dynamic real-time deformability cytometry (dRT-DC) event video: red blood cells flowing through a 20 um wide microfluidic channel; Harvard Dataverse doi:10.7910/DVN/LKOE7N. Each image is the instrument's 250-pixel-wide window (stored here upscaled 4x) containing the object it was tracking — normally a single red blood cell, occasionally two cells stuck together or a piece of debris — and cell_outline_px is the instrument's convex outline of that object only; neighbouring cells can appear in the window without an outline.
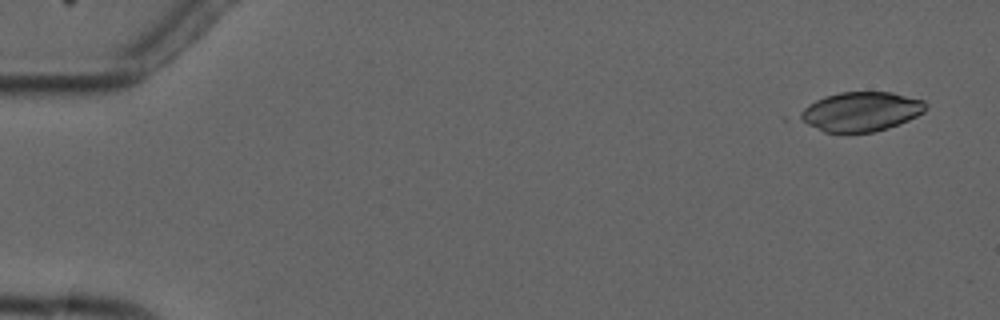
{"species": "common noctule bat (a hibernating species)", "species_latin": "Nyctalus noctula", "temperature_condition": "cold", "stored_images_in_passage": 4, "camera_frame_rate_fps": 3000, "um_per_image_px": 0.085, "animal": {"sex": "male", "forearm_length_mm": 52.5}, "frame": {"image": 1, "passage_image": 1, "time_ms": 0.0, "image_size_px": [1000, 320], "cell_outline_px": [[928, 108], [924, 112], [908, 120], [888, 128], [872, 132], [824, 132], [792, 116], [808, 104], [824, 96], [840, 92], [892, 92], [924, 100], [928, 104]], "centroid_in_image_um": [73.14, 9.47], "position_along_channel_um": 11.9, "area_um2": 29.13}}